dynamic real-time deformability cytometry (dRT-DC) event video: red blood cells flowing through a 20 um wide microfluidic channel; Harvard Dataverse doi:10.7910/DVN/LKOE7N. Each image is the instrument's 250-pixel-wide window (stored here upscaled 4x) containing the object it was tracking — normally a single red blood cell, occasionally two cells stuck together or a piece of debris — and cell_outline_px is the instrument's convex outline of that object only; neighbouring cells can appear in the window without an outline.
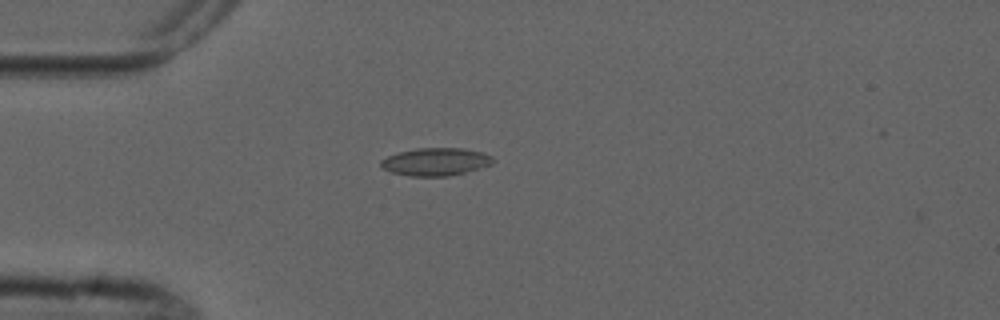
{"species": "common noctule bat (a hibernating species)", "species_latin": "Nyctalus noctula", "temperature_condition": "cold", "stored_images_in_passage": 6, "camera_frame_rate_fps": 3000, "um_per_image_px": 0.085, "animal": {"sex": "male", "forearm_length_mm": 52.5}, "frame": {"image": 1, "passage_image": 6, "time_ms": 6.0, "image_size_px": [1000, 320], "cell_outline_px": [[492, 164], [464, 172], [448, 176], [408, 176], [392, 172], [380, 168], [380, 160], [388, 156], [400, 152], [416, 148], [464, 148], [484, 152], [492, 156]], "centroid_in_image_um": [37.0, 13.74], "position_along_channel_um": 48.0, "area_um2": 18.09}}